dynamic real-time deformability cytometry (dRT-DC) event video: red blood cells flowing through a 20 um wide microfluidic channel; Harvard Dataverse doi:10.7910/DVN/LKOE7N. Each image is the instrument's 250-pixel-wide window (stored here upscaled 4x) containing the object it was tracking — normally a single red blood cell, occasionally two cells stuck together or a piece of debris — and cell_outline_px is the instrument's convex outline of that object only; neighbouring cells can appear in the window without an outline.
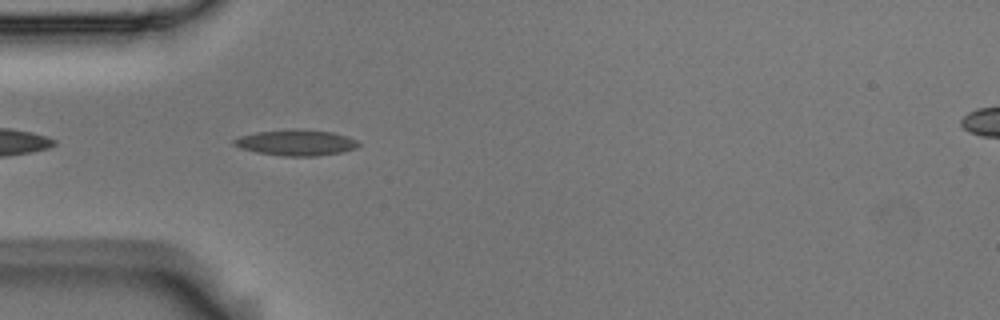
{"species": "Egyptian fruit bat (a non-hibernating species)", "species_latin": "Rousettus aegyptiacus", "temperature_condition": "room temperature", "stored_images_in_passage": 20, "camera_frame_rate_fps": 3000, "um_per_image_px": 0.085, "animal": {"sex": "male"}, "frame": {"image": 1, "passage_image": 3, "time_ms": 0.667, "image_size_px": [1000, 320], "cell_outline_px": [[360, 144], [356, 148], [340, 152], [316, 156], [284, 156], [256, 152], [240, 148], [232, 144], [232, 140], [240, 136], [256, 132], [292, 128], [304, 128], [332, 132], [348, 136], [356, 140]], "centroid_in_image_um": [25.15, 12.1], "position_along_channel_um": 59.8, "area_um2": 19.02}}
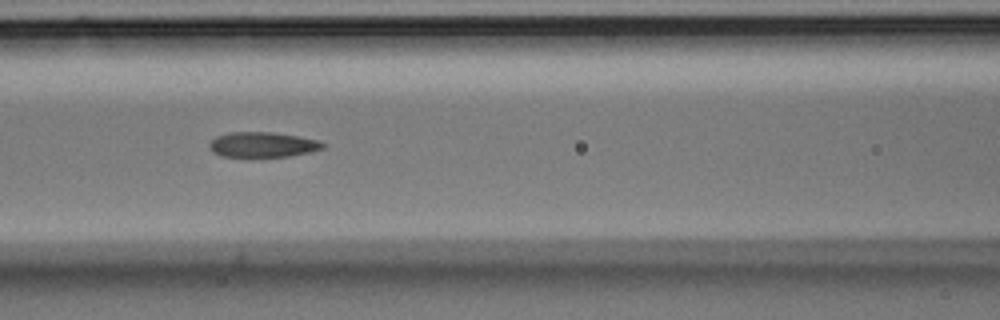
{"frame": {"image": 2, "passage_image": 10, "time_ms": 3.0, "image_size_px": [1000, 320], "cell_outline_px": [[328, 144], [324, 148], [308, 152], [288, 156], [220, 156], [212, 152], [208, 144], [216, 136], [228, 132], [272, 132], [320, 140]], "centroid_in_image_um": [22.33, 12.28], "position_along_channel_um": 144.3, "area_um2": 16.59}}
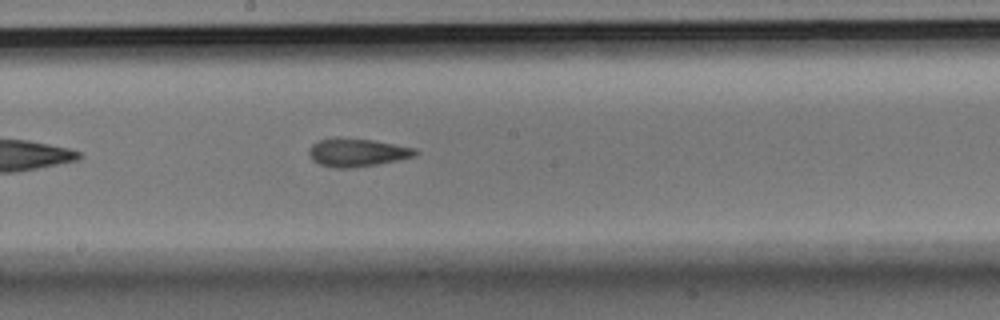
{"frame": {"image": 3, "passage_image": 16, "time_ms": 5.0, "image_size_px": [1000, 320], "cell_outline_px": [[420, 152], [416, 156], [356, 168], [332, 168], [320, 164], [312, 160], [308, 152], [308, 148], [316, 140], [336, 136], [340, 136], [372, 140], [416, 148]], "centroid_in_image_um": [30.31, 12.94], "position_along_channel_um": 217.9, "area_um2": 17.86}}